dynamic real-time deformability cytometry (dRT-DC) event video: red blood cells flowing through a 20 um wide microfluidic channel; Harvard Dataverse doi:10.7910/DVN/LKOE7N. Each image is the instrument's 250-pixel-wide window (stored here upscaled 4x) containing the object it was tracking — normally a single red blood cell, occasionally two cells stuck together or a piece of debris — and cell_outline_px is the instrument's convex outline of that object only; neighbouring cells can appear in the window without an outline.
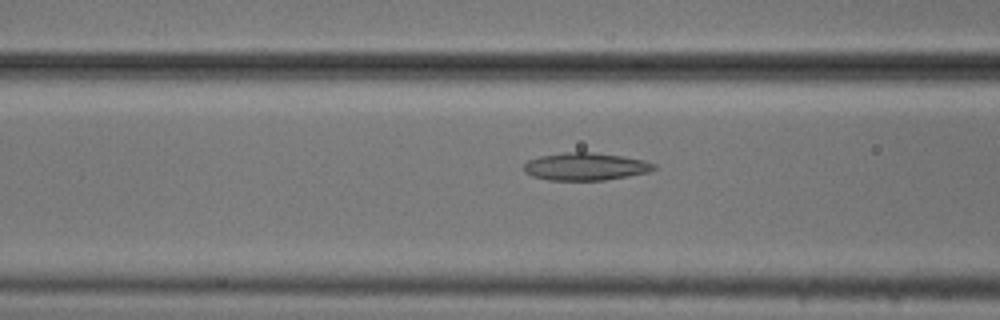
{"species": "common noctule bat (a hibernating species)", "species_latin": "Nyctalus noctula", "temperature_condition": "cold", "stored_images_in_passage": 15, "camera_frame_rate_fps": 3000, "um_per_image_px": 0.085, "animal": {"sex": "male", "body_mass_g": 20.5, "forearm_length_mm": 52.5}, "frame": {"image": 1, "passage_image": 13, "time_ms": 4.0, "image_size_px": [1000, 320], "cell_outline_px": [[656, 168], [648, 172], [628, 176], [604, 180], [548, 180], [532, 176], [524, 172], [524, 164], [528, 160], [540, 156], [564, 152], [592, 152], [624, 156], [644, 160], [656, 164]], "centroid_in_image_um": [49.77, 14.15], "position_along_channel_um": 116.8, "area_um2": 20.98}}